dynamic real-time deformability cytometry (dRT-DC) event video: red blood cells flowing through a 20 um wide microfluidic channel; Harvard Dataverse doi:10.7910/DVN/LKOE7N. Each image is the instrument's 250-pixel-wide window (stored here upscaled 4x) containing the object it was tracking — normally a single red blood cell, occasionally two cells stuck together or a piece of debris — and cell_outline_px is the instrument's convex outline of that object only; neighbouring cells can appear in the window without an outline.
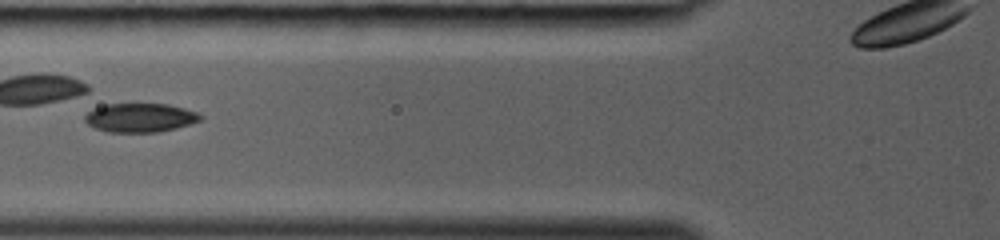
{"species": "common noctule bat (a hibernating species)", "species_latin": "Nyctalus noctula", "temperature_condition": "room temperature", "stored_images_in_passage": 30, "segment_of_instrument_passage": [1, 2], "camera_frame_rate_fps": 3000, "um_per_image_px": 0.085, "animal": {"sex": "female", "body_mass_g": 19.0, "forearm_length_mm": 53.3}, "frame": {"image": 1, "passage_image": 7, "time_ms": 2.0, "image_size_px": [1000, 240], "cell_outline_px": [[204, 116], [200, 120], [176, 128], [156, 132], [108, 132], [96, 128], [88, 124], [84, 120], [84, 116], [88, 112], [96, 108], [108, 104], [168, 104], [184, 108], [196, 112]], "centroid_in_image_um": [11.91, 10.0], "position_along_channel_um": 113.9, "area_um2": 19.25}}
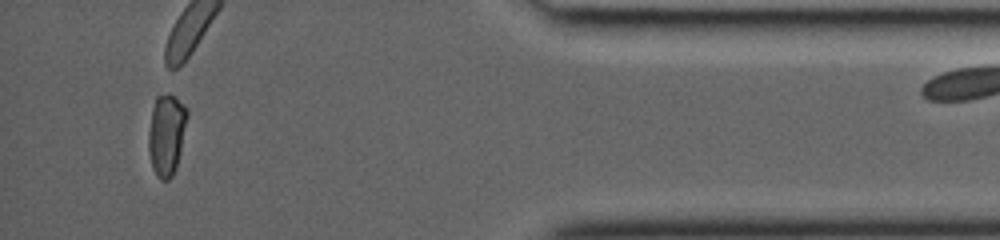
{"frame": {"image": 2, "passage_image": 27, "time_ms": 8.667, "image_size_px": [1000, 240], "cell_outline_px": [[188, 116], [180, 152], [176, 168], [172, 176], [168, 180], [160, 180], [156, 176], [152, 168], [148, 148], [148, 132], [152, 108], [156, 96], [168, 92], [184, 104], [188, 108]], "centroid_in_image_um": [14.14, 11.42], "position_along_channel_um": 421.1, "area_um2": 18.61}}